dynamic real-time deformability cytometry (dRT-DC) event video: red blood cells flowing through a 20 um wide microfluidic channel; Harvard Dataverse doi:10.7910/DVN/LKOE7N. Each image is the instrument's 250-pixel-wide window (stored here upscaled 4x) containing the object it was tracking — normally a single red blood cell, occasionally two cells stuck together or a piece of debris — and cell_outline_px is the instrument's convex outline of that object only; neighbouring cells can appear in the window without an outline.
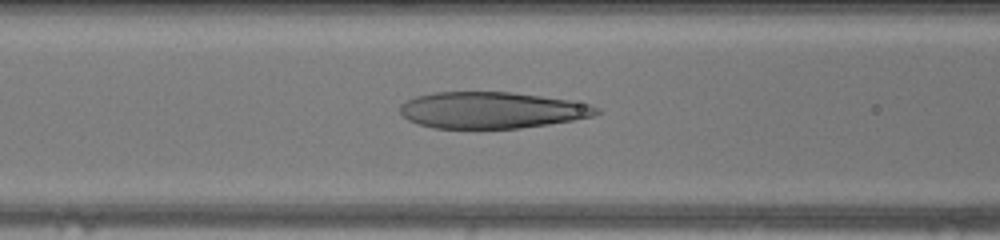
{"species": "human", "species_latin": "Homo sapiens", "temperature_condition": "warm", "stored_images_in_passage": 35, "camera_frame_rate_fps": 3000, "um_per_image_px": 0.085, "donor": {"sex": "female"}, "frame": {"image": 1, "passage_image": 8, "time_ms": 2.333, "image_size_px": [1000, 240], "cell_outline_px": [[604, 112], [592, 116], [572, 120], [548, 124], [520, 128], [436, 128], [420, 124], [408, 120], [400, 112], [400, 104], [404, 100], [416, 96], [432, 92], [512, 92], [568, 100], [588, 104], [600, 108]], "centroid_in_image_um": [41.79, 9.36], "position_along_channel_um": 124.8, "area_um2": 41.67}}
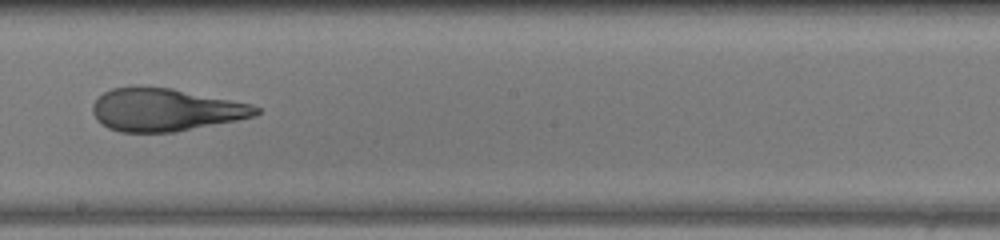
{"frame": {"image": 2, "passage_image": 16, "time_ms": 5.0, "image_size_px": [1000, 240], "cell_outline_px": [[260, 112], [252, 116], [236, 120], [176, 132], [120, 132], [108, 128], [100, 124], [96, 120], [92, 112], [92, 104], [104, 92], [112, 88], [136, 84], [172, 88], [248, 104], [260, 108]], "centroid_in_image_um": [13.95, 9.32], "position_along_channel_um": 234.2, "area_um2": 40.81}}
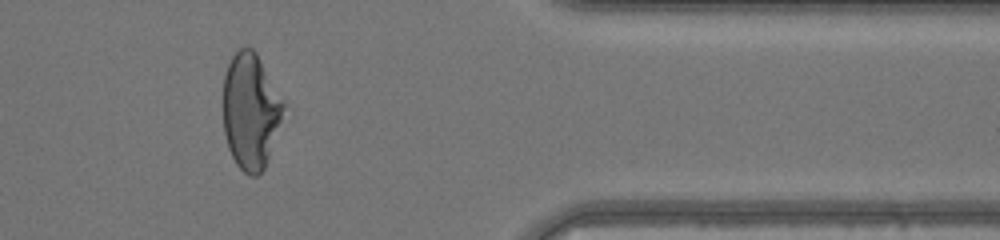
{"frame": {"image": 3, "passage_image": 29, "time_ms": 9.333, "image_size_px": [1000, 240], "cell_outline_px": [[284, 108], [264, 168], [256, 176], [248, 176], [236, 164], [228, 148], [224, 132], [224, 76], [228, 64], [232, 56], [240, 48], [252, 48], [256, 52], [284, 104]], "centroid_in_image_um": [21.26, 9.45], "position_along_channel_um": 390.1, "area_um2": 39.71}, "authors_computed_cell_mechanics": {"area_um2": 41.616, "velocity_mm_per_s": 4.1066, "shape_relaxation_time_tau1_ms": 8.2417, "shape_relaxation_time_tau2_ms": 1.1778, "deformation_change_tau1": 0.3429, "deformation_change_tau2": 0.0984}}